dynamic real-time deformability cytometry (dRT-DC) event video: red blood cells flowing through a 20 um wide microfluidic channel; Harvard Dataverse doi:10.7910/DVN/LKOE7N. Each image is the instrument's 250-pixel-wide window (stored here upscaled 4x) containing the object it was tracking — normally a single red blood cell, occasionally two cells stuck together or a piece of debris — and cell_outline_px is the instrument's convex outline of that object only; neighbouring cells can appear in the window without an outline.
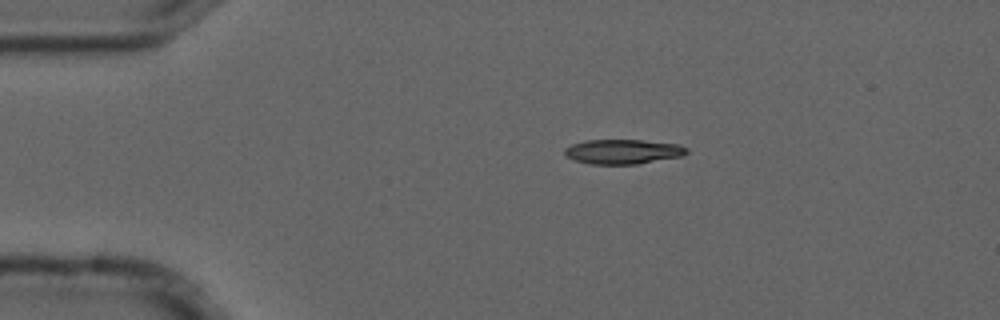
{"species": "common noctule bat (a hibernating species)", "species_latin": "Nyctalus noctula", "temperature_condition": "cold", "stored_images_in_passage": 4, "camera_frame_rate_fps": 3000, "um_per_image_px": 0.085, "animal": {"sex": "male", "forearm_length_mm": 52.5}, "frame": {"image": 1, "passage_image": 1, "time_ms": 0.0, "image_size_px": [1000, 320], "cell_outline_px": [[688, 152], [680, 156], [636, 164], [592, 164], [576, 160], [564, 156], [564, 148], [572, 144], [584, 140], [644, 140], [680, 144], [688, 148]], "centroid_in_image_um": [52.93, 12.87], "position_along_channel_um": 32.1, "area_um2": 17.51}}
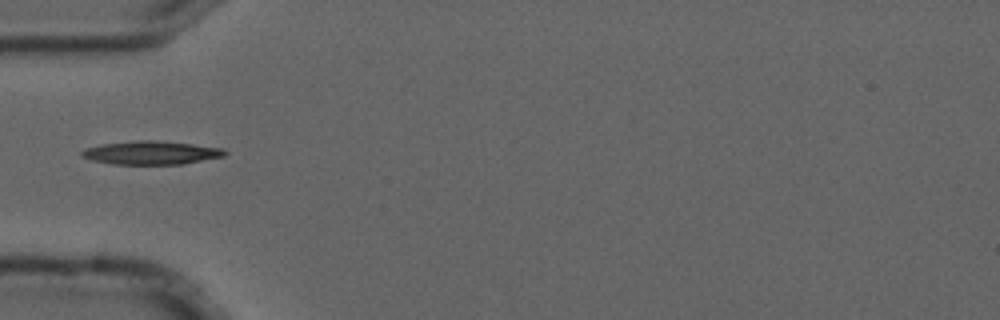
{"frame": {"image": 2, "passage_image": 3, "time_ms": 0.667, "image_size_px": [1000, 320], "cell_outline_px": [[228, 152], [224, 156], [184, 164], [112, 164], [92, 160], [80, 156], [80, 152], [84, 148], [104, 144], [136, 140], [152, 140], [192, 144], [224, 148]], "centroid_in_image_um": [12.85, 12.98], "position_along_channel_um": 72.1, "area_um2": 19.54}}
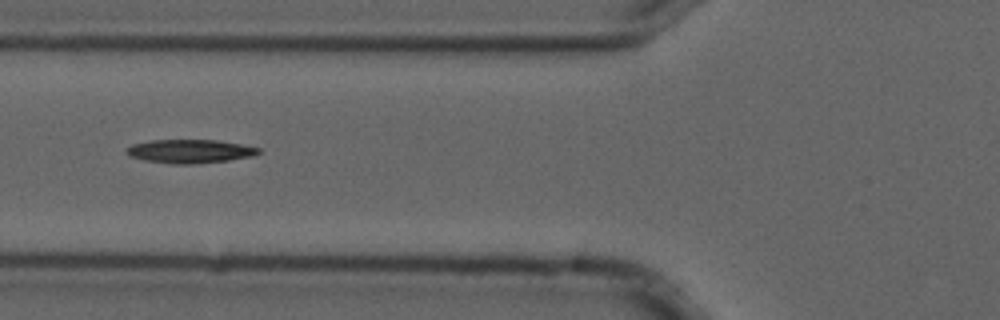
{"frame": {"image": 3, "passage_image": 4, "time_ms": 1.0, "image_size_px": [1000, 320], "cell_outline_px": [[260, 152], [252, 156], [228, 160], [196, 164], [172, 164], [144, 160], [128, 156], [124, 152], [124, 148], [132, 144], [152, 140], [216, 140], [240, 144], [260, 148]], "centroid_in_image_um": [16.07, 12.86], "position_along_channel_um": 109.7, "area_um2": 18.26}}